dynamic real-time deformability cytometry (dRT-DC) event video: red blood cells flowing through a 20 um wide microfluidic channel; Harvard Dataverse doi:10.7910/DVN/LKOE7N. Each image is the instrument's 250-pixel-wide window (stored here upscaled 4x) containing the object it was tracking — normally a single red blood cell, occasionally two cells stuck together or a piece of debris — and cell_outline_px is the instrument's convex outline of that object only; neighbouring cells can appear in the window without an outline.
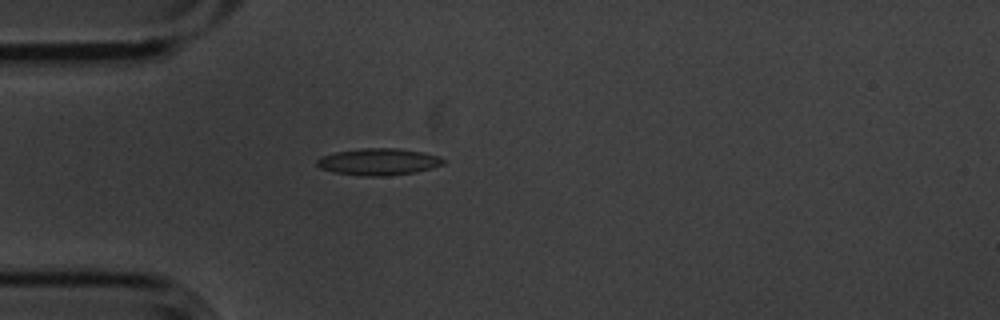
{"species": "common noctule bat (a hibernating species)", "species_latin": "Nyctalus noctula", "temperature_condition": "cold", "stored_images_in_passage": 1, "camera_frame_rate_fps": 3000, "um_per_image_px": 0.085, "animal": {"sex": "male", "body_mass_g": 20.1, "forearm_length_mm": 53.5}, "frame": {"image": 1, "passage_image": 1, "time_ms": 0.0, "image_size_px": [1000, 320], "cell_outline_px": [[444, 164], [432, 168], [416, 172], [388, 176], [360, 176], [332, 172], [320, 168], [316, 164], [316, 160], [320, 156], [336, 152], [360, 148], [396, 148], [420, 152], [440, 156], [444, 160]], "centroid_in_image_um": [32.14, 13.76], "position_along_channel_um": 52.9, "area_um2": 19.88}}